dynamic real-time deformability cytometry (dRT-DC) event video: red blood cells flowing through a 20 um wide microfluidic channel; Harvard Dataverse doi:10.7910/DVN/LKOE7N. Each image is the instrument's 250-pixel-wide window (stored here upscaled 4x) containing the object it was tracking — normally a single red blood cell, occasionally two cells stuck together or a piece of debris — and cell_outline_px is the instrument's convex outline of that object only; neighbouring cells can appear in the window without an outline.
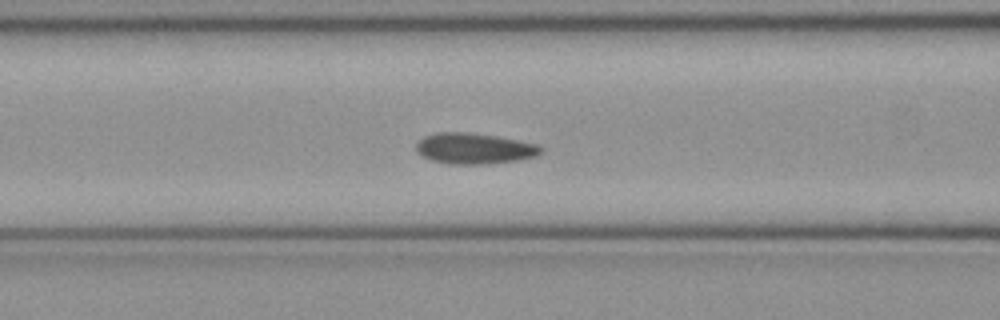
{"species": "common noctule bat (a hibernating species)", "species_latin": "Nyctalus noctula", "temperature_condition": "cold", "stored_images_in_passage": 53, "camera_frame_rate_fps": 3000, "um_per_image_px": 0.085, "animal": {"sex": "female", "body_mass_g": 21.9}, "frame": {"image": 1, "passage_image": 21, "time_ms": 6.667, "image_size_px": [1000, 320], "cell_outline_px": [[544, 152], [536, 156], [516, 160], [484, 164], [448, 164], [432, 160], [416, 152], [416, 144], [424, 136], [436, 132], [468, 132], [496, 136], [540, 144], [544, 148]], "centroid_in_image_um": [40.34, 12.61], "position_along_channel_um": 126.3, "area_um2": 22.54}}
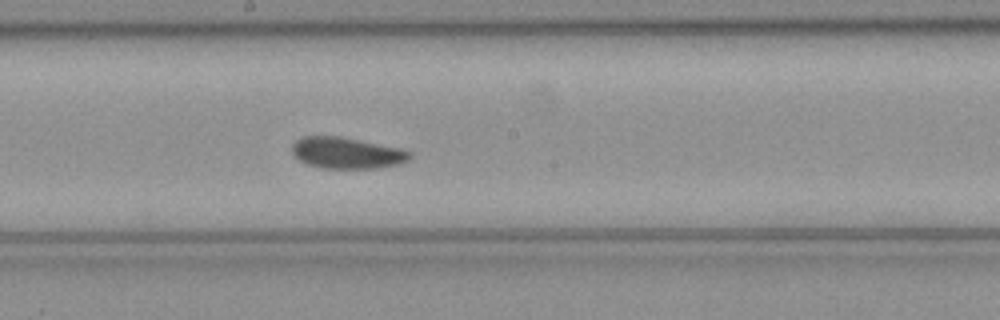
{"frame": {"image": 2, "passage_image": 28, "time_ms": 9.0, "image_size_px": [1000, 320], "cell_outline_px": [[412, 156], [408, 160], [400, 164], [376, 168], [320, 168], [308, 164], [292, 156], [292, 144], [296, 140], [304, 136], [340, 136], [400, 148], [412, 152]], "centroid_in_image_um": [29.47, 13.0], "position_along_channel_um": 218.7, "area_um2": 21.56}}
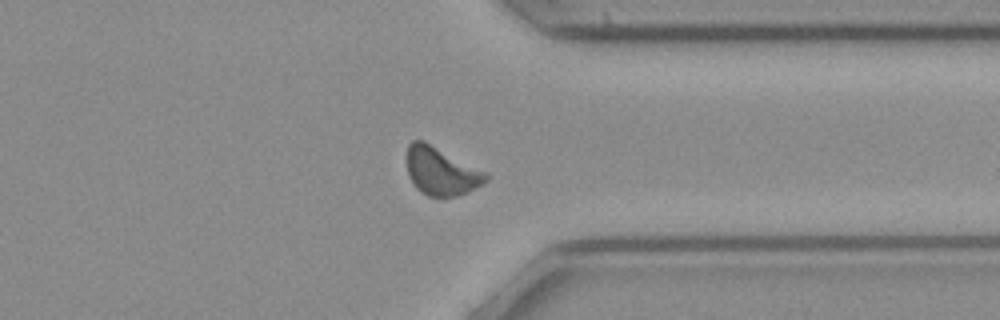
{"frame": {"image": 3, "passage_image": 40, "time_ms": 13.0, "image_size_px": [1000, 320], "cell_outline_px": [[488, 180], [484, 184], [468, 192], [456, 196], [428, 196], [420, 192], [416, 188], [408, 176], [408, 144], [412, 140], [424, 140], [488, 172]], "centroid_in_image_um": [37.53, 14.55], "position_along_channel_um": 373.9, "area_um2": 22.31}, "authors_computed_cell_mechanics": {"area_um2": 21.386, "velocity_mm_per_s": 3.9618, "shape_relaxation_time_tau1_ms": 3.1838, "shape_relaxation_time_tau2_ms": null, "deformation_change_tau1": 0.0738, "deformation_change_tau2": null}}